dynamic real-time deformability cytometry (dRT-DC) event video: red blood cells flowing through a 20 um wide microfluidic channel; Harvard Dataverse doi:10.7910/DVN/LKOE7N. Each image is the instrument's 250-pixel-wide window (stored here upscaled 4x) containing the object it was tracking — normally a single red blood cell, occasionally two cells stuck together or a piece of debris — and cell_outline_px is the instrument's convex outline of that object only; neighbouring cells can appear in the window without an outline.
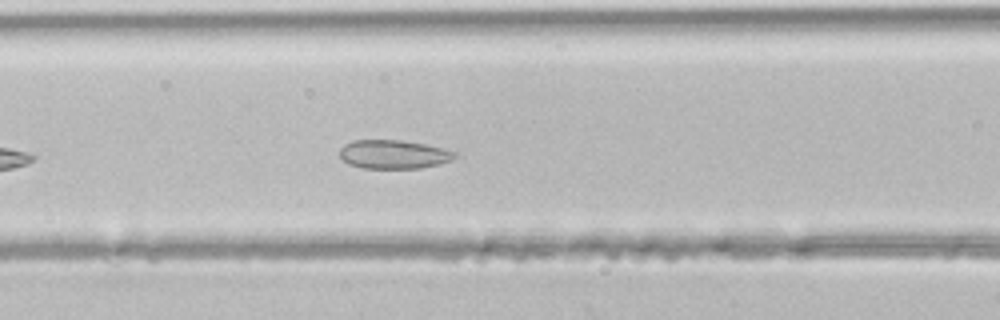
{"species": "common noctule bat (a hibernating species)", "species_latin": "Nyctalus noctula", "temperature_condition": "room temperature", "stored_images_in_passage": 14, "camera_frame_rate_fps": 3000, "um_per_image_px": 0.085, "animal": {"sex": "male", "body_mass_g": 21.5, "forearm_length_mm": 52.0}, "frame": {"image": 1, "passage_image": 8, "time_ms": 2.333, "image_size_px": [1000, 320], "cell_outline_px": [[456, 156], [452, 160], [440, 164], [420, 168], [360, 168], [348, 164], [340, 160], [340, 148], [344, 144], [352, 140], [400, 140], [424, 144], [456, 152]], "centroid_in_image_um": [33.4, 13.12], "position_along_channel_um": 133.2, "area_um2": 19.36}}